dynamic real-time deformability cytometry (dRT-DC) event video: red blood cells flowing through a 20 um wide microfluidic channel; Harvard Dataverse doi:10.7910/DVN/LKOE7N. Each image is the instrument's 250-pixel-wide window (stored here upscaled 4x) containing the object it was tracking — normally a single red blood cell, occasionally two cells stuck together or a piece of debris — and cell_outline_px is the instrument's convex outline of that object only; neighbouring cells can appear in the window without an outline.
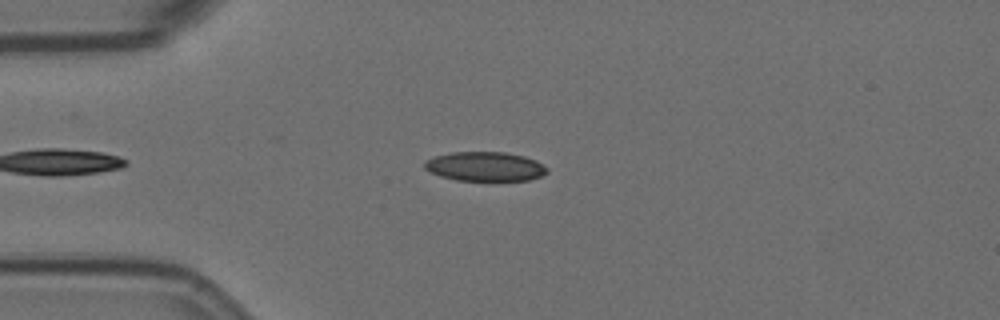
{"species": "Egyptian fruit bat (a non-hibernating species)", "species_latin": "Rousettus aegyptiacus", "temperature_condition": "room temperature", "stored_images_in_passage": 42, "camera_frame_rate_fps": 3000, "um_per_image_px": 0.085, "animal": {"sex": "female"}, "frame": {"image": 1, "passage_image": 9, "time_ms": 2.667, "image_size_px": [1000, 320], "cell_outline_px": [[548, 172], [540, 176], [528, 180], [456, 180], [440, 176], [424, 168], [424, 160], [436, 156], [452, 152], [504, 152], [524, 156], [536, 160], [548, 168]], "centroid_in_image_um": [41.23, 14.14], "position_along_channel_um": 43.8, "area_um2": 20.81}}
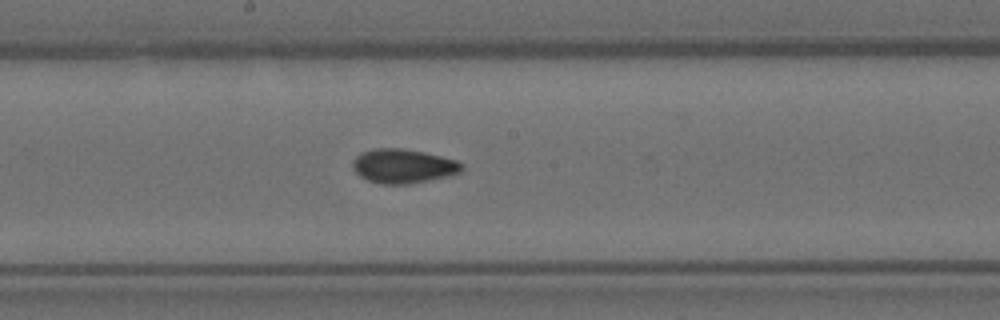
{"frame": {"image": 2, "passage_image": 25, "time_ms": 8.0, "image_size_px": [1000, 320], "cell_outline_px": [[464, 168], [460, 172], [448, 176], [408, 184], [380, 184], [368, 180], [360, 176], [352, 168], [352, 160], [360, 152], [372, 148], [404, 148], [424, 152], [456, 160], [464, 164]], "centroid_in_image_um": [34.25, 14.1], "position_along_channel_um": 214.0, "area_um2": 21.91}}
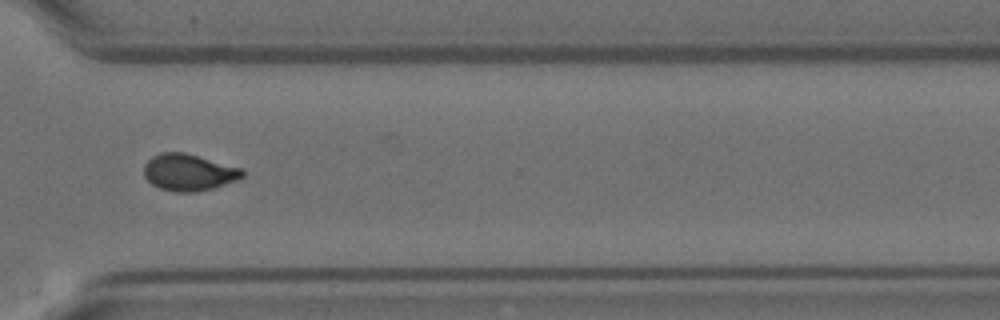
{"frame": {"image": 3, "passage_image": 37, "time_ms": 12.0, "image_size_px": [1000, 320], "cell_outline_px": [[244, 176], [240, 180], [212, 188], [196, 192], [172, 192], [160, 188], [152, 184], [144, 176], [144, 164], [152, 156], [160, 152], [184, 152], [240, 168], [244, 172]], "centroid_in_image_um": [16.03, 14.66], "position_along_channel_um": 354.6, "area_um2": 21.1}, "authors_computed_cell_mechanics": {"area_um2": 21.2704, "velocity_mm_per_s": 3.5386, "shape_relaxation_time_tau1_ms": 10.0026, "shape_relaxation_time_tau2_ms": 1.9472, "deformation_change_tau1": 0.2229, "deformation_change_tau2": 0.0698}}